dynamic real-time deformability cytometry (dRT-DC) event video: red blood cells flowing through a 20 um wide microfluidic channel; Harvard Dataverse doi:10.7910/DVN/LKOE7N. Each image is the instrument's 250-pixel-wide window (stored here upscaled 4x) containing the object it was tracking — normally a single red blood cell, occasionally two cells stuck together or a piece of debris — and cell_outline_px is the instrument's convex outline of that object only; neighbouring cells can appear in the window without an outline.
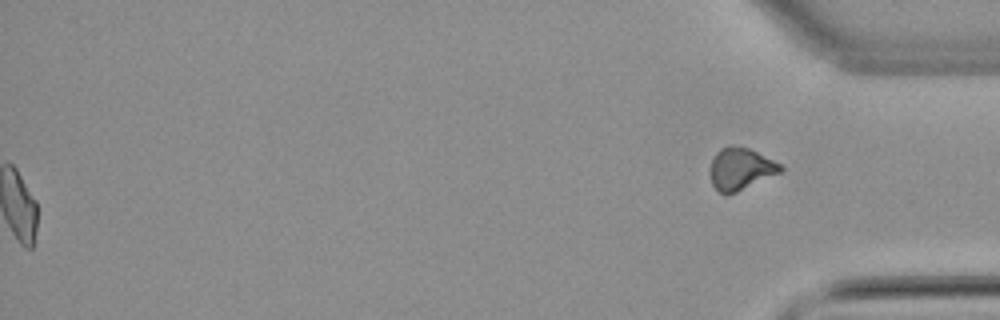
{"species": "common noctule bat (a hibernating species)", "species_latin": "Nyctalus noctula", "temperature_condition": "warm", "stored_images_in_passage": 56, "segment_of_instrument_passage": [2, 2], "camera_frame_rate_fps": 3000, "um_per_image_px": 0.085, "animal": {"sex": "male", "body_mass_g": 21.5, "forearm_length_mm": 52.0}, "frame": {"image": 1, "passage_image": 56, "time_ms": 18.333, "image_size_px": [1000, 320], "cell_outline_px": [[784, 168], [780, 172], [728, 196], [724, 196], [712, 184], [712, 160], [716, 152], [720, 148], [728, 144], [732, 144], [748, 148], [780, 164]], "centroid_in_image_um": [62.93, 14.35], "position_along_channel_um": 372.3, "area_um2": 16.99}}